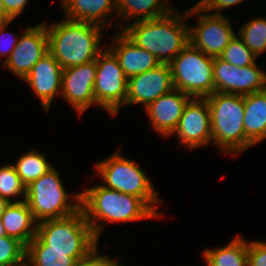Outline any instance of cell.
Masks as SVG:
<instances>
[{
	"instance_id": "obj_1",
	"label": "cell",
	"mask_w": 266,
	"mask_h": 266,
	"mask_svg": "<svg viewBox=\"0 0 266 266\" xmlns=\"http://www.w3.org/2000/svg\"><path fill=\"white\" fill-rule=\"evenodd\" d=\"M36 228V236L26 250L71 251V257L78 261L97 248L98 239L82 208L58 219L38 222Z\"/></svg>"
},
{
	"instance_id": "obj_2",
	"label": "cell",
	"mask_w": 266,
	"mask_h": 266,
	"mask_svg": "<svg viewBox=\"0 0 266 266\" xmlns=\"http://www.w3.org/2000/svg\"><path fill=\"white\" fill-rule=\"evenodd\" d=\"M180 20L182 17L172 10L160 18L138 20L122 32L137 46L153 54L161 64H169L190 43V29Z\"/></svg>"
},
{
	"instance_id": "obj_3",
	"label": "cell",
	"mask_w": 266,
	"mask_h": 266,
	"mask_svg": "<svg viewBox=\"0 0 266 266\" xmlns=\"http://www.w3.org/2000/svg\"><path fill=\"white\" fill-rule=\"evenodd\" d=\"M101 26L70 19L55 23L47 30L49 52L63 69L96 60L102 51L98 47Z\"/></svg>"
},
{
	"instance_id": "obj_4",
	"label": "cell",
	"mask_w": 266,
	"mask_h": 266,
	"mask_svg": "<svg viewBox=\"0 0 266 266\" xmlns=\"http://www.w3.org/2000/svg\"><path fill=\"white\" fill-rule=\"evenodd\" d=\"M80 194L81 208L97 239L102 225H98L94 219L118 222L159 216L141 198L104 186H96Z\"/></svg>"
},
{
	"instance_id": "obj_5",
	"label": "cell",
	"mask_w": 266,
	"mask_h": 266,
	"mask_svg": "<svg viewBox=\"0 0 266 266\" xmlns=\"http://www.w3.org/2000/svg\"><path fill=\"white\" fill-rule=\"evenodd\" d=\"M206 100L210 107L214 142L223 150L235 153L253 145L244 131V96L214 92Z\"/></svg>"
},
{
	"instance_id": "obj_6",
	"label": "cell",
	"mask_w": 266,
	"mask_h": 266,
	"mask_svg": "<svg viewBox=\"0 0 266 266\" xmlns=\"http://www.w3.org/2000/svg\"><path fill=\"white\" fill-rule=\"evenodd\" d=\"M188 43L169 63L174 89L191 97L206 98L214 93V58Z\"/></svg>"
},
{
	"instance_id": "obj_7",
	"label": "cell",
	"mask_w": 266,
	"mask_h": 266,
	"mask_svg": "<svg viewBox=\"0 0 266 266\" xmlns=\"http://www.w3.org/2000/svg\"><path fill=\"white\" fill-rule=\"evenodd\" d=\"M68 194L57 171L52 168L26 187V199L35 221L58 219L81 208V194L75 195L77 204H67Z\"/></svg>"
},
{
	"instance_id": "obj_8",
	"label": "cell",
	"mask_w": 266,
	"mask_h": 266,
	"mask_svg": "<svg viewBox=\"0 0 266 266\" xmlns=\"http://www.w3.org/2000/svg\"><path fill=\"white\" fill-rule=\"evenodd\" d=\"M116 153L103 162L96 164V169L109 189L141 198L156 214L154 204L158 202L148 177L134 162L122 158Z\"/></svg>"
},
{
	"instance_id": "obj_9",
	"label": "cell",
	"mask_w": 266,
	"mask_h": 266,
	"mask_svg": "<svg viewBox=\"0 0 266 266\" xmlns=\"http://www.w3.org/2000/svg\"><path fill=\"white\" fill-rule=\"evenodd\" d=\"M96 66L95 101L100 107L106 108L111 115H115L120 105L126 104L128 78L111 49L98 54Z\"/></svg>"
},
{
	"instance_id": "obj_10",
	"label": "cell",
	"mask_w": 266,
	"mask_h": 266,
	"mask_svg": "<svg viewBox=\"0 0 266 266\" xmlns=\"http://www.w3.org/2000/svg\"><path fill=\"white\" fill-rule=\"evenodd\" d=\"M214 92L249 95L264 89L266 74L256 64L235 67L215 57L213 62Z\"/></svg>"
},
{
	"instance_id": "obj_11",
	"label": "cell",
	"mask_w": 266,
	"mask_h": 266,
	"mask_svg": "<svg viewBox=\"0 0 266 266\" xmlns=\"http://www.w3.org/2000/svg\"><path fill=\"white\" fill-rule=\"evenodd\" d=\"M199 17V26L189 31L190 43L210 57H219L236 36L229 20L217 12Z\"/></svg>"
},
{
	"instance_id": "obj_12",
	"label": "cell",
	"mask_w": 266,
	"mask_h": 266,
	"mask_svg": "<svg viewBox=\"0 0 266 266\" xmlns=\"http://www.w3.org/2000/svg\"><path fill=\"white\" fill-rule=\"evenodd\" d=\"M48 52L47 26L42 23L25 31L4 66L23 79Z\"/></svg>"
},
{
	"instance_id": "obj_13",
	"label": "cell",
	"mask_w": 266,
	"mask_h": 266,
	"mask_svg": "<svg viewBox=\"0 0 266 266\" xmlns=\"http://www.w3.org/2000/svg\"><path fill=\"white\" fill-rule=\"evenodd\" d=\"M96 74V60L63 69L61 93L79 113L96 103L94 95Z\"/></svg>"
},
{
	"instance_id": "obj_14",
	"label": "cell",
	"mask_w": 266,
	"mask_h": 266,
	"mask_svg": "<svg viewBox=\"0 0 266 266\" xmlns=\"http://www.w3.org/2000/svg\"><path fill=\"white\" fill-rule=\"evenodd\" d=\"M174 89L169 64H159L128 79L126 104L145 103L148 107L160 96Z\"/></svg>"
},
{
	"instance_id": "obj_15",
	"label": "cell",
	"mask_w": 266,
	"mask_h": 266,
	"mask_svg": "<svg viewBox=\"0 0 266 266\" xmlns=\"http://www.w3.org/2000/svg\"><path fill=\"white\" fill-rule=\"evenodd\" d=\"M175 132L190 149L212 140L211 114L206 98L188 102L173 133Z\"/></svg>"
},
{
	"instance_id": "obj_16",
	"label": "cell",
	"mask_w": 266,
	"mask_h": 266,
	"mask_svg": "<svg viewBox=\"0 0 266 266\" xmlns=\"http://www.w3.org/2000/svg\"><path fill=\"white\" fill-rule=\"evenodd\" d=\"M63 67L48 52L45 54L23 78L33 88L40 98L43 107L48 111L55 93L62 90ZM59 90V91H58Z\"/></svg>"
},
{
	"instance_id": "obj_17",
	"label": "cell",
	"mask_w": 266,
	"mask_h": 266,
	"mask_svg": "<svg viewBox=\"0 0 266 266\" xmlns=\"http://www.w3.org/2000/svg\"><path fill=\"white\" fill-rule=\"evenodd\" d=\"M189 97L191 96L173 89L153 101L146 109L155 130L164 136L173 134L184 108L190 101Z\"/></svg>"
},
{
	"instance_id": "obj_18",
	"label": "cell",
	"mask_w": 266,
	"mask_h": 266,
	"mask_svg": "<svg viewBox=\"0 0 266 266\" xmlns=\"http://www.w3.org/2000/svg\"><path fill=\"white\" fill-rule=\"evenodd\" d=\"M116 41H118V46L111 51L118 58L128 79L161 64L153 54L137 46L123 32L116 36Z\"/></svg>"
},
{
	"instance_id": "obj_19",
	"label": "cell",
	"mask_w": 266,
	"mask_h": 266,
	"mask_svg": "<svg viewBox=\"0 0 266 266\" xmlns=\"http://www.w3.org/2000/svg\"><path fill=\"white\" fill-rule=\"evenodd\" d=\"M1 221L5 235L17 239L25 247L36 236L37 225L35 224L33 228H30L36 221L25 200L10 202L4 211Z\"/></svg>"
},
{
	"instance_id": "obj_20",
	"label": "cell",
	"mask_w": 266,
	"mask_h": 266,
	"mask_svg": "<svg viewBox=\"0 0 266 266\" xmlns=\"http://www.w3.org/2000/svg\"><path fill=\"white\" fill-rule=\"evenodd\" d=\"M244 131L253 143L266 138V93L264 90L244 96Z\"/></svg>"
},
{
	"instance_id": "obj_21",
	"label": "cell",
	"mask_w": 266,
	"mask_h": 266,
	"mask_svg": "<svg viewBox=\"0 0 266 266\" xmlns=\"http://www.w3.org/2000/svg\"><path fill=\"white\" fill-rule=\"evenodd\" d=\"M62 5L68 12L66 19L99 25L109 10L117 9V0H63Z\"/></svg>"
},
{
	"instance_id": "obj_22",
	"label": "cell",
	"mask_w": 266,
	"mask_h": 266,
	"mask_svg": "<svg viewBox=\"0 0 266 266\" xmlns=\"http://www.w3.org/2000/svg\"><path fill=\"white\" fill-rule=\"evenodd\" d=\"M247 249L248 243L238 236L229 245L204 254L208 266H248Z\"/></svg>"
},
{
	"instance_id": "obj_23",
	"label": "cell",
	"mask_w": 266,
	"mask_h": 266,
	"mask_svg": "<svg viewBox=\"0 0 266 266\" xmlns=\"http://www.w3.org/2000/svg\"><path fill=\"white\" fill-rule=\"evenodd\" d=\"M159 2L160 0H117L116 10L125 17L140 16L139 20L156 19L172 11L170 8L165 9L163 2Z\"/></svg>"
},
{
	"instance_id": "obj_24",
	"label": "cell",
	"mask_w": 266,
	"mask_h": 266,
	"mask_svg": "<svg viewBox=\"0 0 266 266\" xmlns=\"http://www.w3.org/2000/svg\"><path fill=\"white\" fill-rule=\"evenodd\" d=\"M14 168L21 178L22 183L27 187L36 179L46 174L52 169V166L45 160L43 154L30 151L28 154L22 156Z\"/></svg>"
},
{
	"instance_id": "obj_25",
	"label": "cell",
	"mask_w": 266,
	"mask_h": 266,
	"mask_svg": "<svg viewBox=\"0 0 266 266\" xmlns=\"http://www.w3.org/2000/svg\"><path fill=\"white\" fill-rule=\"evenodd\" d=\"M25 257H29L30 266H75L77 262L71 251L26 250Z\"/></svg>"
},
{
	"instance_id": "obj_26",
	"label": "cell",
	"mask_w": 266,
	"mask_h": 266,
	"mask_svg": "<svg viewBox=\"0 0 266 266\" xmlns=\"http://www.w3.org/2000/svg\"><path fill=\"white\" fill-rule=\"evenodd\" d=\"M240 38L257 57L266 50V20L255 19L240 30Z\"/></svg>"
},
{
	"instance_id": "obj_27",
	"label": "cell",
	"mask_w": 266,
	"mask_h": 266,
	"mask_svg": "<svg viewBox=\"0 0 266 266\" xmlns=\"http://www.w3.org/2000/svg\"><path fill=\"white\" fill-rule=\"evenodd\" d=\"M26 247L17 239L0 236V266H26Z\"/></svg>"
},
{
	"instance_id": "obj_28",
	"label": "cell",
	"mask_w": 266,
	"mask_h": 266,
	"mask_svg": "<svg viewBox=\"0 0 266 266\" xmlns=\"http://www.w3.org/2000/svg\"><path fill=\"white\" fill-rule=\"evenodd\" d=\"M235 67H245L255 63L256 56L245 45L242 39L235 36L219 56Z\"/></svg>"
},
{
	"instance_id": "obj_29",
	"label": "cell",
	"mask_w": 266,
	"mask_h": 266,
	"mask_svg": "<svg viewBox=\"0 0 266 266\" xmlns=\"http://www.w3.org/2000/svg\"><path fill=\"white\" fill-rule=\"evenodd\" d=\"M24 194L26 199V186L22 183L13 165L0 168V197L9 200V196Z\"/></svg>"
},
{
	"instance_id": "obj_30",
	"label": "cell",
	"mask_w": 266,
	"mask_h": 266,
	"mask_svg": "<svg viewBox=\"0 0 266 266\" xmlns=\"http://www.w3.org/2000/svg\"><path fill=\"white\" fill-rule=\"evenodd\" d=\"M248 266H266V243L252 242L247 249Z\"/></svg>"
},
{
	"instance_id": "obj_31",
	"label": "cell",
	"mask_w": 266,
	"mask_h": 266,
	"mask_svg": "<svg viewBox=\"0 0 266 266\" xmlns=\"http://www.w3.org/2000/svg\"><path fill=\"white\" fill-rule=\"evenodd\" d=\"M242 1L243 0H201L189 10L191 12H187L196 14L207 10L224 9Z\"/></svg>"
},
{
	"instance_id": "obj_32",
	"label": "cell",
	"mask_w": 266,
	"mask_h": 266,
	"mask_svg": "<svg viewBox=\"0 0 266 266\" xmlns=\"http://www.w3.org/2000/svg\"><path fill=\"white\" fill-rule=\"evenodd\" d=\"M7 15L13 20L22 12L28 0H2Z\"/></svg>"
},
{
	"instance_id": "obj_33",
	"label": "cell",
	"mask_w": 266,
	"mask_h": 266,
	"mask_svg": "<svg viewBox=\"0 0 266 266\" xmlns=\"http://www.w3.org/2000/svg\"><path fill=\"white\" fill-rule=\"evenodd\" d=\"M95 248L88 256L76 262L75 266H105V256H97Z\"/></svg>"
},
{
	"instance_id": "obj_34",
	"label": "cell",
	"mask_w": 266,
	"mask_h": 266,
	"mask_svg": "<svg viewBox=\"0 0 266 266\" xmlns=\"http://www.w3.org/2000/svg\"><path fill=\"white\" fill-rule=\"evenodd\" d=\"M12 19L7 15L2 0H0V34Z\"/></svg>"
},
{
	"instance_id": "obj_35",
	"label": "cell",
	"mask_w": 266,
	"mask_h": 266,
	"mask_svg": "<svg viewBox=\"0 0 266 266\" xmlns=\"http://www.w3.org/2000/svg\"><path fill=\"white\" fill-rule=\"evenodd\" d=\"M10 202V200H6L5 198L0 197V220L4 214L6 207Z\"/></svg>"
},
{
	"instance_id": "obj_36",
	"label": "cell",
	"mask_w": 266,
	"mask_h": 266,
	"mask_svg": "<svg viewBox=\"0 0 266 266\" xmlns=\"http://www.w3.org/2000/svg\"><path fill=\"white\" fill-rule=\"evenodd\" d=\"M14 40V39H13ZM16 42V43H15ZM17 42H18V40L16 39V40H14V41H12L11 43V45H10V48H9V50L7 51H3V49H2V51H0V54H3L4 52V54L5 55H7L8 54V56L10 57V55H11V53L13 52V50L16 48V46H17ZM1 43V42H0ZM15 44V45H14ZM3 46V45H2ZM9 52V53H8Z\"/></svg>"
},
{
	"instance_id": "obj_37",
	"label": "cell",
	"mask_w": 266,
	"mask_h": 266,
	"mask_svg": "<svg viewBox=\"0 0 266 266\" xmlns=\"http://www.w3.org/2000/svg\"><path fill=\"white\" fill-rule=\"evenodd\" d=\"M105 266H121V265L115 263L114 261H112L110 259H107L105 256Z\"/></svg>"
},
{
	"instance_id": "obj_38",
	"label": "cell",
	"mask_w": 266,
	"mask_h": 266,
	"mask_svg": "<svg viewBox=\"0 0 266 266\" xmlns=\"http://www.w3.org/2000/svg\"><path fill=\"white\" fill-rule=\"evenodd\" d=\"M3 235H5V230L3 228L2 221L0 220V236H3Z\"/></svg>"
},
{
	"instance_id": "obj_39",
	"label": "cell",
	"mask_w": 266,
	"mask_h": 266,
	"mask_svg": "<svg viewBox=\"0 0 266 266\" xmlns=\"http://www.w3.org/2000/svg\"><path fill=\"white\" fill-rule=\"evenodd\" d=\"M264 91H265V93H266V81H265V85H264V89H263Z\"/></svg>"
}]
</instances>
